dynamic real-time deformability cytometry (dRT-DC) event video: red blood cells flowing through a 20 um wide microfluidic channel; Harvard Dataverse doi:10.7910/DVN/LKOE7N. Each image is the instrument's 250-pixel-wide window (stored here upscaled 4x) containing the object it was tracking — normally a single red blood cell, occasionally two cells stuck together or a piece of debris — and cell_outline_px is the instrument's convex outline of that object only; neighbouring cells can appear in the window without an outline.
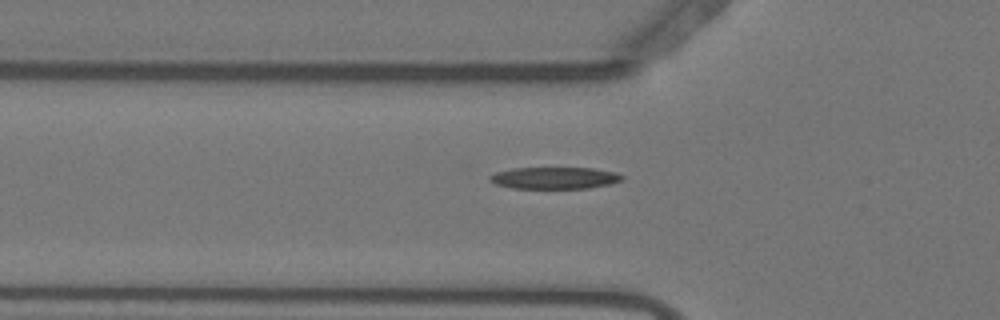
{"species": "Egyptian fruit bat (a non-hibernating species)", "species_latin": "Rousettus aegyptiacus", "temperature_condition": "warm", "stored_images_in_passage": 34, "camera_frame_rate_fps": 3000, "um_per_image_px": 0.085, "animal": {"sex": "female"}, "frame": {"image": 1, "passage_image": 8, "time_ms": 2.333, "image_size_px": [1000, 320], "cell_outline_px": [[624, 180], [612, 184], [588, 188], [512, 188], [496, 184], [488, 180], [488, 176], [496, 172], [512, 168], [592, 168], [616, 172], [624, 176]], "centroid_in_image_um": [47.16, 15.12], "position_along_channel_um": 78.6, "area_um2": 16.94}}
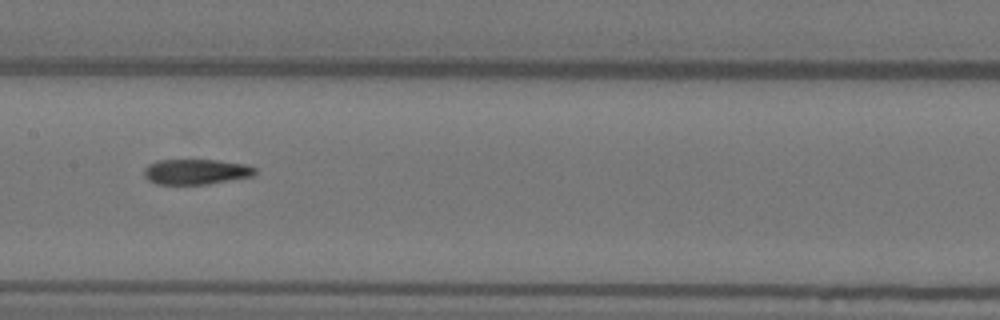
{"frame": {"image": 2, "passage_image": 17, "time_ms": 5.333, "image_size_px": [1000, 320], "cell_outline_px": [[256, 172], [252, 176], [208, 184], [156, 184], [148, 180], [144, 176], [144, 168], [148, 164], [156, 160], [216, 160], [248, 164], [256, 168]], "centroid_in_image_um": [16.65, 14.59], "position_along_channel_um": 190.8, "area_um2": 16.47}}
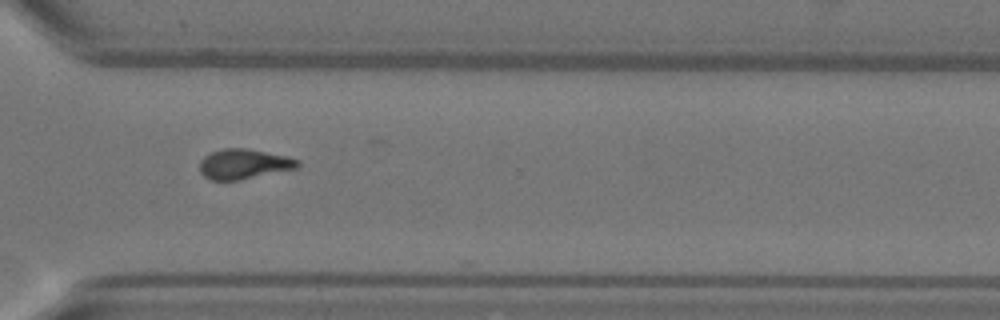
{"frame": {"image": 3, "passage_image": 30, "time_ms": 9.667, "image_size_px": [1000, 320], "cell_outline_px": [[300, 164], [296, 168], [240, 180], [212, 180], [204, 176], [200, 172], [200, 160], [204, 156], [212, 152], [224, 148], [244, 148], [288, 156], [300, 160]], "centroid_in_image_um": [20.72, 13.94], "position_along_channel_um": 349.9, "area_um2": 17.05}}